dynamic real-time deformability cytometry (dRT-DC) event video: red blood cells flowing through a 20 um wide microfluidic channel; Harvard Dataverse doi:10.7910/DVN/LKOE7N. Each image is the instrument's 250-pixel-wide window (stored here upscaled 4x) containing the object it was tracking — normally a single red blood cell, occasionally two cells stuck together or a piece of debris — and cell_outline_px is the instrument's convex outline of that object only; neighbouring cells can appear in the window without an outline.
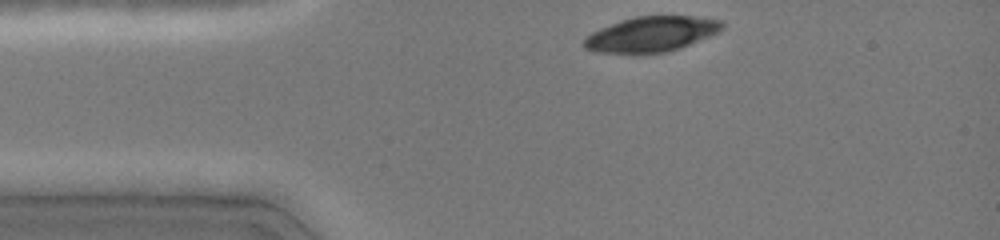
{"species": "common noctule bat (a hibernating species)", "species_latin": "Nyctalus noctula", "temperature_condition": "cold", "stored_images_in_passage": 24, "camera_frame_rate_fps": 3000, "um_per_image_px": 0.085, "animal": {"sex": "female", "body_mass_g": 19.0, "forearm_length_mm": 51.5}, "frame": {"image": 1, "passage_image": 1, "time_ms": 0.0, "image_size_px": [1000, 240], "cell_outline_px": [[724, 28], [708, 36], [680, 48], [668, 52], [644, 56], [636, 56], [596, 52], [584, 48], [584, 36], [600, 28], [620, 20], [636, 16], [696, 16], [720, 20], [724, 24]], "centroid_in_image_um": [55.29, 2.95], "position_along_channel_um": 29.7, "area_um2": 29.13}}
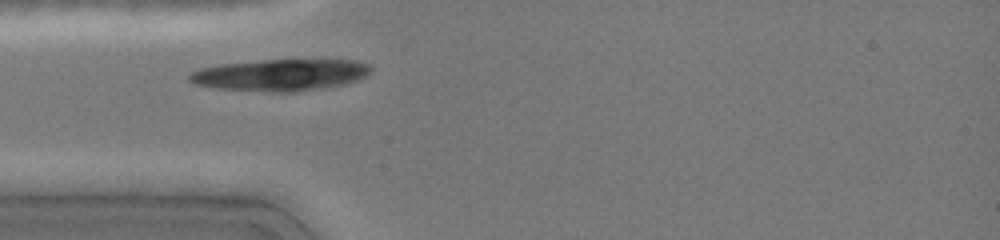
{"frame": {"image": 2, "passage_image": 15, "time_ms": 1.667, "image_size_px": [1000, 240], "cell_outline_px": [[372, 72], [368, 76], [344, 84], [324, 88], [296, 92], [272, 92], [216, 88], [196, 84], [188, 80], [188, 76], [192, 72], [200, 68], [220, 64], [264, 60], [356, 60], [372, 64]], "centroid_in_image_um": [23.9, 6.37], "position_along_channel_um": 61.1, "area_um2": 33.7}}